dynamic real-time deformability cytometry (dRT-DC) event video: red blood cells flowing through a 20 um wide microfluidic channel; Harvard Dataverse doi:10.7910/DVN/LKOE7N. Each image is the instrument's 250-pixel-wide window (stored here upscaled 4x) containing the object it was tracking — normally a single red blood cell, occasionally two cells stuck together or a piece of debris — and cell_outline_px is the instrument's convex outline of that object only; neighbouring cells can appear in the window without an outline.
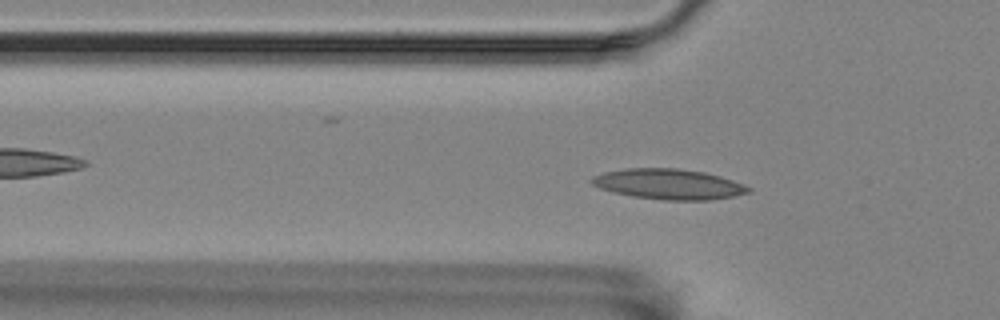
{"species": "Egyptian fruit bat (a non-hibernating species)", "species_latin": "Rousettus aegyptiacus", "temperature_condition": "room temperature", "stored_images_in_passage": 58, "segment_of_instrument_passage": [1, 2], "camera_frame_rate_fps": 3000, "um_per_image_px": 0.085, "animal": {"sex": "female"}, "frame": {"image": 1, "passage_image": 18, "time_ms": 5.667, "image_size_px": [1000, 320], "cell_outline_px": [[752, 192], [712, 200], [664, 200], [632, 196], [612, 192], [600, 188], [592, 184], [588, 180], [592, 176], [604, 172], [628, 168], [676, 168], [704, 172], [720, 176], [744, 184], [752, 188]], "centroid_in_image_um": [56.83, 15.65], "position_along_channel_um": 69.0, "area_um2": 27.86}}
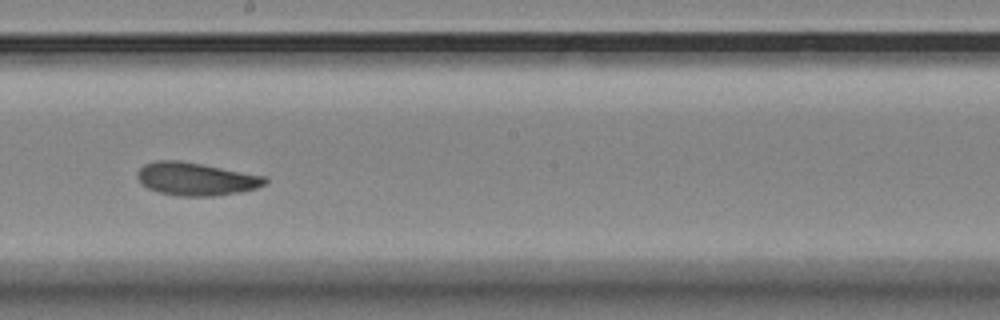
{"frame": {"image": 2, "passage_image": 32, "time_ms": 10.333, "image_size_px": [1000, 320], "cell_outline_px": [[268, 180], [264, 184], [256, 188], [240, 192], [216, 196], [180, 196], [160, 192], [148, 188], [140, 184], [136, 176], [136, 172], [144, 164], [156, 160], [180, 160], [264, 176]], "centroid_in_image_um": [16.6, 15.21], "position_along_channel_um": 231.6, "area_um2": 24.45}}
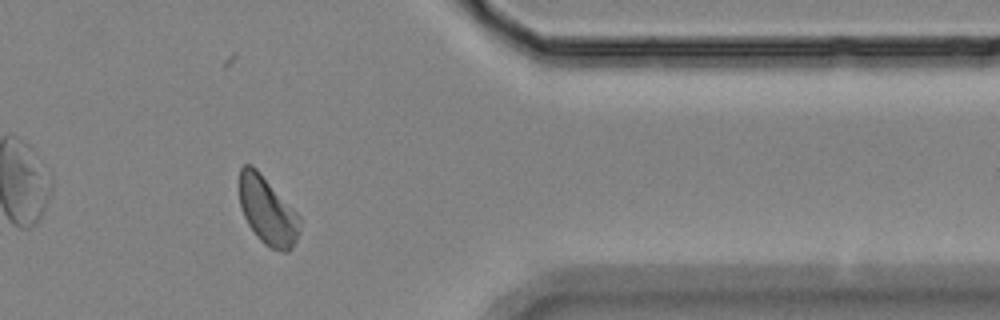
{"frame": {"image": 3, "passage_image": 47, "time_ms": 15.333, "image_size_px": [1000, 320], "cell_outline_px": [[300, 232], [292, 248], [288, 252], [284, 252], [272, 248], [264, 244], [256, 236], [248, 224], [240, 208], [240, 168], [244, 164], [252, 164], [260, 172], [300, 216]], "centroid_in_image_um": [22.74, 17.93], "position_along_channel_um": 388.7, "area_um2": 23.87}}